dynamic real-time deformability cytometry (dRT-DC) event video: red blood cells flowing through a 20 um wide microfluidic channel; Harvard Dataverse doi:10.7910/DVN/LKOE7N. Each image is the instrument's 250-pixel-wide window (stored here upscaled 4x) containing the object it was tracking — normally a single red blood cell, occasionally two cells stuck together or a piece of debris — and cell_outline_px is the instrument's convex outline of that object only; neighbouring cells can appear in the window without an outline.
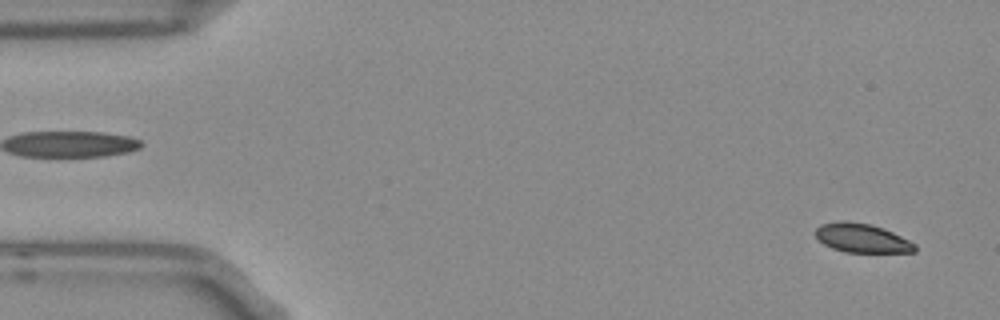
{"species": "Egyptian fruit bat (a non-hibernating species)", "species_latin": "Rousettus aegyptiacus", "temperature_condition": "room temperature", "stored_images_in_passage": 12, "camera_frame_rate_fps": 3000, "um_per_image_px": 0.085, "frame": {"image": 1, "passage_image": 2, "time_ms": 0.333, "image_size_px": [1000, 320], "cell_outline_px": [[916, 252], [844, 252], [832, 248], [824, 244], [816, 236], [816, 228], [820, 224], [840, 220], [844, 220], [868, 224], [892, 232], [916, 244]], "centroid_in_image_um": [73.24, 20.24], "position_along_channel_um": 11.8, "area_um2": 16.59}}